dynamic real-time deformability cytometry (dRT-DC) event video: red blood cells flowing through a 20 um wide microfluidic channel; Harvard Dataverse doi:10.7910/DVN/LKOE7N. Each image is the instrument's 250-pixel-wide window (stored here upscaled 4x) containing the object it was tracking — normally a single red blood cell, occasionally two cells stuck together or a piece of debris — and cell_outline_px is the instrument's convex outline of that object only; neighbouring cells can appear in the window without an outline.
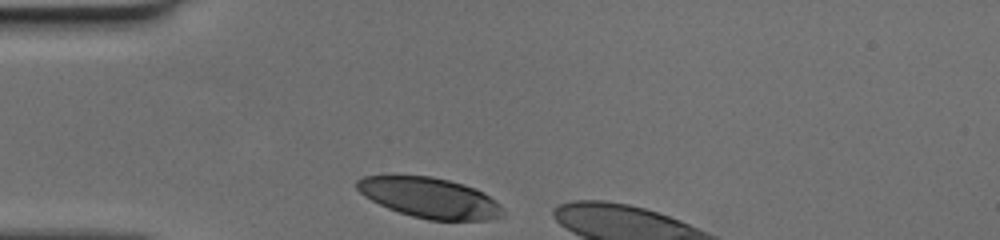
{"species": "human", "species_latin": "Homo sapiens", "temperature_condition": "cold", "stored_images_in_passage": 6, "camera_frame_rate_fps": 3000, "um_per_image_px": 0.085, "donor": {"sex": "female"}, "frame": {"image": 1, "passage_image": 1, "time_ms": 0.0, "image_size_px": [1000, 240], "cell_outline_px": [[500, 216], [488, 220], [428, 220], [412, 216], [388, 208], [364, 196], [356, 188], [356, 180], [364, 176], [432, 176], [464, 184], [488, 196], [500, 204]], "centroid_in_image_um": [36.47, 16.81], "position_along_channel_um": 48.5, "area_um2": 33.7}}
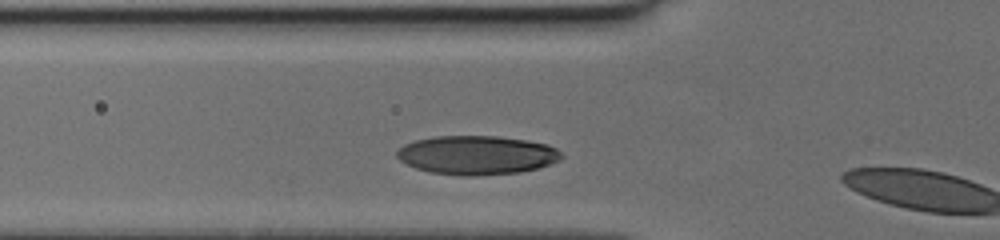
{"frame": {"image": 2, "passage_image": 5, "time_ms": 1.333, "image_size_px": [1000, 240], "cell_outline_px": [[564, 156], [560, 160], [536, 168], [520, 172], [476, 176], [468, 176], [432, 172], [416, 168], [400, 160], [396, 156], [396, 152], [404, 144], [416, 140], [436, 136], [500, 136], [548, 144], [556, 148]], "centroid_in_image_um": [40.54, 13.18], "position_along_channel_um": 85.3, "area_um2": 37.11}}